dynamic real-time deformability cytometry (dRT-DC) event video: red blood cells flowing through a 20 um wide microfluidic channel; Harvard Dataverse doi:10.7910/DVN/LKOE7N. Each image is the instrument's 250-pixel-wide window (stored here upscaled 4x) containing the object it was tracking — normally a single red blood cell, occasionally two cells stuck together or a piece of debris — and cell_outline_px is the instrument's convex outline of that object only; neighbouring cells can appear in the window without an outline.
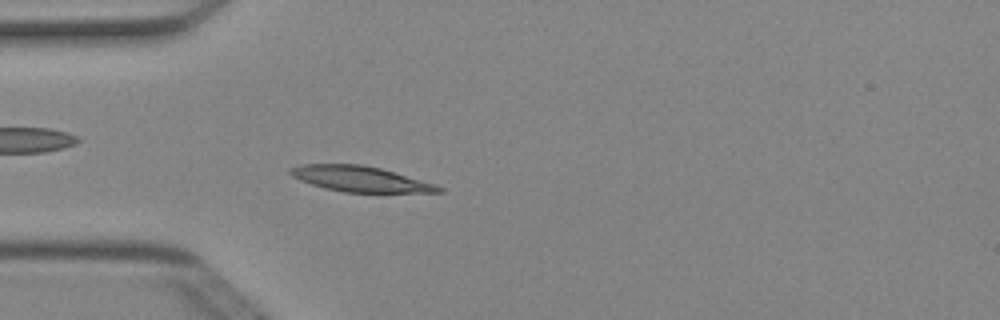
{"species": "Egyptian fruit bat (a non-hibernating species)", "species_latin": "Rousettus aegyptiacus", "temperature_condition": "cold", "stored_images_in_passage": 37, "camera_frame_rate_fps": 3000, "um_per_image_px": 0.085, "animal": {"sex": "female"}, "frame": {"image": 1, "passage_image": 1, "time_ms": 0.0, "image_size_px": [1000, 320], "cell_outline_px": [[444, 192], [344, 192], [324, 188], [300, 180], [292, 176], [288, 172], [288, 168], [304, 164], [360, 164], [380, 168], [436, 184], [444, 188]], "centroid_in_image_um": [30.61, 15.21], "position_along_channel_um": 54.4, "area_um2": 21.91}}
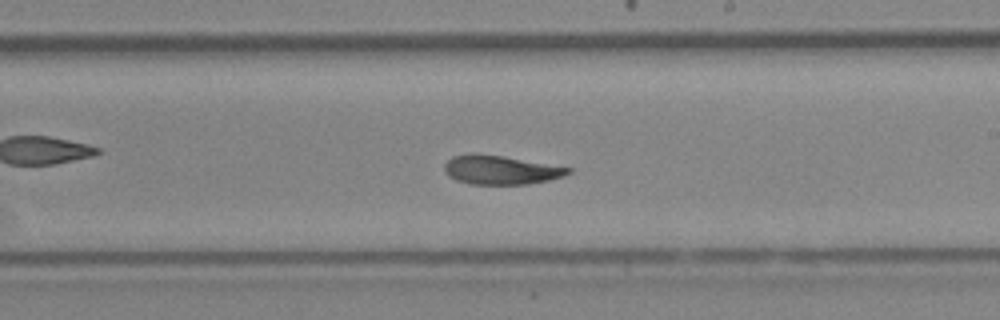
{"frame": {"image": 2, "passage_image": 16, "time_ms": 5.0, "image_size_px": [1000, 320], "cell_outline_px": [[572, 172], [564, 176], [548, 180], [528, 184], [472, 184], [456, 180], [448, 176], [444, 172], [444, 164], [452, 156], [500, 156], [572, 168]], "centroid_in_image_um": [42.59, 14.48], "position_along_channel_um": 246.4, "area_um2": 20.11}}
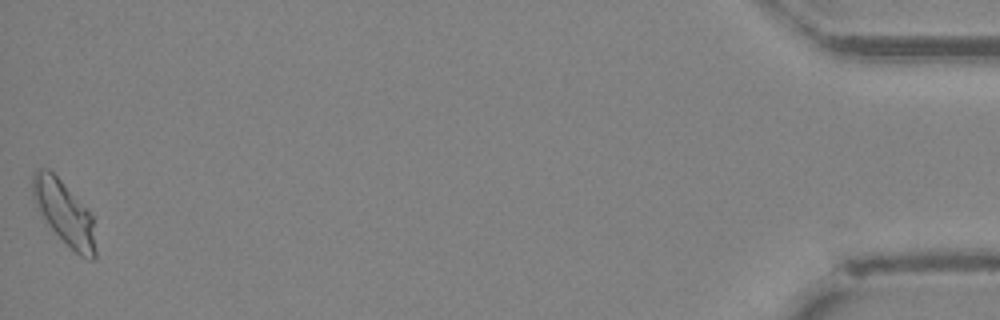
{"frame": {"image": 3, "passage_image": 37, "time_ms": 12.0, "image_size_px": [1000, 320], "cell_outline_px": [[96, 260], [88, 260], [80, 256], [40, 216], [32, 196], [32, 176], [36, 168], [48, 168], [60, 180], [92, 216], [96, 252]], "centroid_in_image_um": [5.43, 18.09], "position_along_channel_um": 429.8, "area_um2": 22.89}, "authors_computed_cell_mechanics": {"area_um2": 21.7906, "velocity_mm_per_s": 3.9766, "shape_relaxation_time_tau1_ms": null, "shape_relaxation_time_tau2_ms": 5.7755, "deformation_change_tau1": null, "deformation_change_tau2": 0.098}}